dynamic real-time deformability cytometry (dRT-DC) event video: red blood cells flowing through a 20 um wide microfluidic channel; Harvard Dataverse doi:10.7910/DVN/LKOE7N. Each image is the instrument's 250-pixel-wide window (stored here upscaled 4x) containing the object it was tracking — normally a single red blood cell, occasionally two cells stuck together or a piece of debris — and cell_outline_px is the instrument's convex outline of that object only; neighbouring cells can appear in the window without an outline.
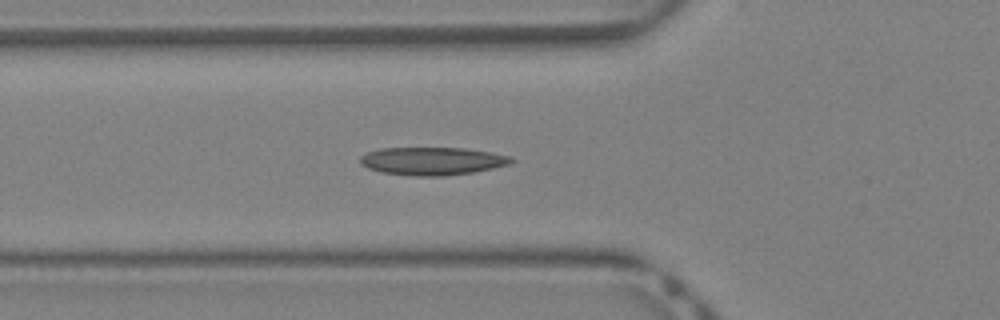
{"species": "Egyptian fruit bat (a non-hibernating species)", "species_latin": "Rousettus aegyptiacus", "temperature_condition": "warm", "stored_images_in_passage": 41, "segment_of_instrument_passage": [1, 2], "camera_frame_rate_fps": 3000, "um_per_image_px": 0.085, "animal": {"sex": "female"}, "frame": {"image": 1, "passage_image": 14, "time_ms": 4.333, "image_size_px": [1000, 320], "cell_outline_px": [[516, 160], [508, 164], [492, 168], [472, 172], [444, 176], [412, 176], [380, 172], [368, 168], [360, 164], [360, 156], [364, 152], [380, 148], [464, 148], [492, 152], [512, 156]], "centroid_in_image_um": [36.71, 13.68], "position_along_channel_um": 89.1, "area_um2": 24.8}}
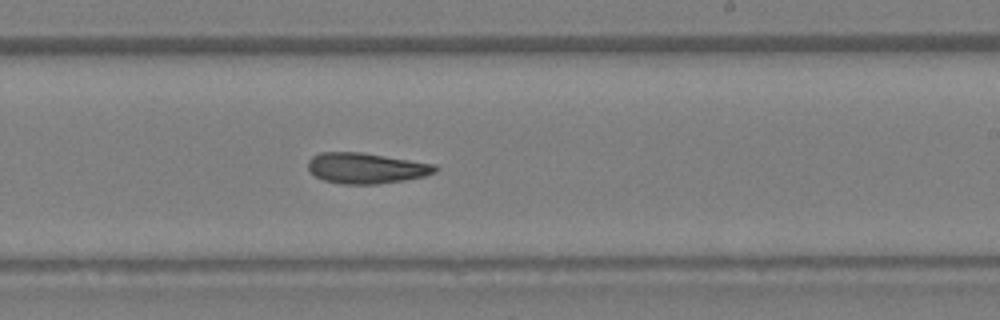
{"frame": {"image": 2, "passage_image": 24, "time_ms": 7.667, "image_size_px": [1000, 320], "cell_outline_px": [[440, 168], [436, 172], [424, 176], [404, 180], [376, 184], [340, 184], [324, 180], [316, 176], [308, 168], [308, 160], [312, 156], [320, 152], [360, 152], [436, 164]], "centroid_in_image_um": [31.13, 14.29], "position_along_channel_um": 257.9, "area_um2": 22.72}}
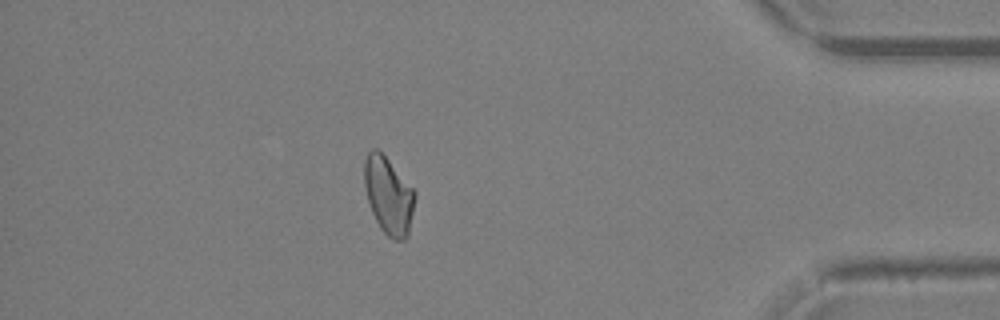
{"frame": {"image": 3, "passage_image": 35, "time_ms": 11.333, "image_size_px": [1000, 320], "cell_outline_px": [[416, 196], [408, 236], [404, 240], [392, 240], [380, 228], [372, 212], [368, 200], [364, 184], [364, 160], [368, 152], [372, 148], [376, 148], [388, 160], [416, 192]], "centroid_in_image_um": [33.03, 16.64], "position_along_channel_um": 402.2, "area_um2": 22.6}}